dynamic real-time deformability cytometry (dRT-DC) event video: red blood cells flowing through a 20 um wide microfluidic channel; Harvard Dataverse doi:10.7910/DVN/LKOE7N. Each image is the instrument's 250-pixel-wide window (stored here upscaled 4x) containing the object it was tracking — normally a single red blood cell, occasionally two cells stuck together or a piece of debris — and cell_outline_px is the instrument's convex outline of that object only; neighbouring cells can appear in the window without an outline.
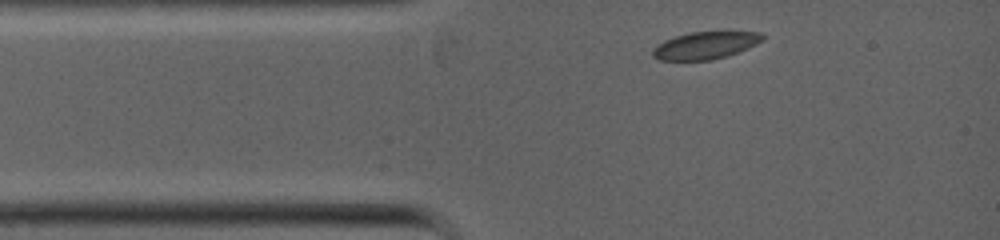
{"species": "common noctule bat (a hibernating species)", "species_latin": "Nyctalus noctula", "temperature_condition": "warm", "stored_images_in_passage": 2, "camera_frame_rate_fps": 5000, "um_per_image_px": 0.085, "animal": {"sex": "female", "body_mass_g": 19.0, "forearm_length_mm": 53.3}, "frame": {"image": 1, "passage_image": 2, "time_ms": 1.4, "image_size_px": [1000, 240], "cell_outline_px": [[764, 40], [748, 48], [728, 56], [712, 60], [660, 60], [652, 56], [652, 52], [656, 44], [664, 40], [676, 36], [692, 32], [728, 28], [760, 32], [764, 36]], "centroid_in_image_um": [60.04, 3.8], "position_along_channel_um": 25.0, "area_um2": 18.44}}